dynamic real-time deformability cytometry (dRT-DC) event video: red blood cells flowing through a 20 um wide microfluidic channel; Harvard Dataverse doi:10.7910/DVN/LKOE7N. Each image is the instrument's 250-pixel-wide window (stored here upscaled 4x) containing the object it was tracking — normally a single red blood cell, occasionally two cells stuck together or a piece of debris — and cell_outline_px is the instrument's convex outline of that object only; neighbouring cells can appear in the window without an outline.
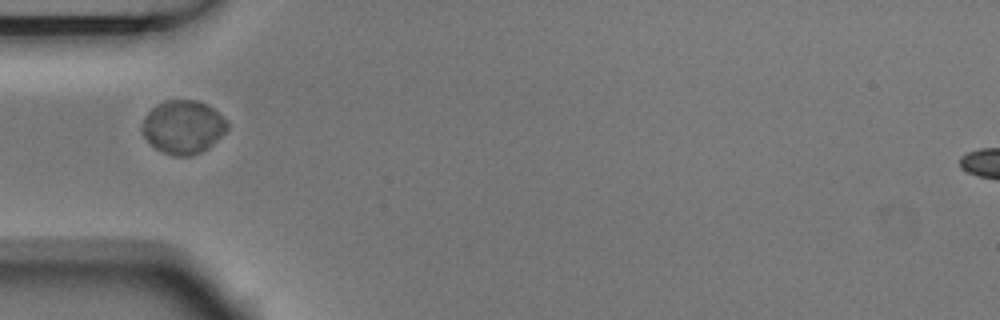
{"species": "Egyptian fruit bat (a non-hibernating species)", "species_latin": "Rousettus aegyptiacus", "temperature_condition": "room temperature", "stored_images_in_passage": 2, "camera_frame_rate_fps": 3000, "um_per_image_px": 0.085, "animal": {"sex": "male"}, "frame": {"image": 1, "passage_image": 1, "time_ms": 0.0, "image_size_px": [1000, 320], "cell_outline_px": [[228, 128], [212, 144], [200, 152], [188, 156], [176, 156], [164, 152], [156, 148], [144, 136], [140, 128], [148, 112], [156, 104], [164, 100], [196, 100], [212, 108], [228, 120]], "centroid_in_image_um": [15.55, 10.78], "position_along_channel_um": 69.4, "area_um2": 26.18}}